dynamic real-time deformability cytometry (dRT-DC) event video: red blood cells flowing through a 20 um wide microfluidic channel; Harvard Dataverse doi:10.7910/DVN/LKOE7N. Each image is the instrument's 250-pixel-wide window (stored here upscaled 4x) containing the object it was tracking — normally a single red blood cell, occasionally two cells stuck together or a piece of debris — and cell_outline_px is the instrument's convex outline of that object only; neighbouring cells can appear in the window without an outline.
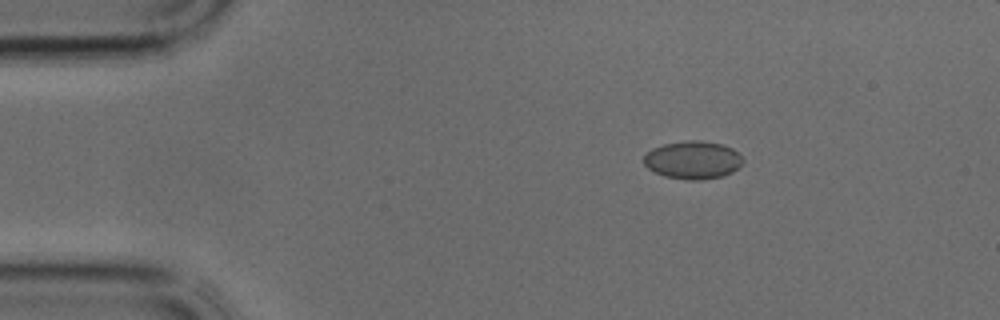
{"species": "common noctule bat (a hibernating species)", "species_latin": "Nyctalus noctula", "temperature_condition": "cold", "stored_images_in_passage": 34, "camera_frame_rate_fps": 3000, "um_per_image_px": 0.085, "animal": {"sex": "male", "body_mass_g": 17.9, "forearm_length_mm": 54.2}, "frame": {"image": 1, "passage_image": 2, "time_ms": 0.333, "image_size_px": [1000, 320], "cell_outline_px": [[744, 160], [732, 172], [724, 176], [696, 180], [688, 180], [664, 176], [648, 168], [644, 164], [644, 156], [652, 148], [664, 144], [688, 140], [700, 140], [720, 144], [732, 148]], "centroid_in_image_um": [58.87, 13.6], "position_along_channel_um": 26.1, "area_um2": 21.68}}
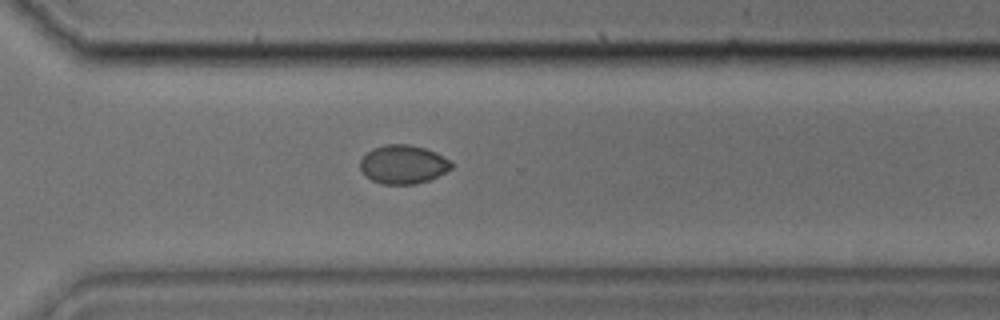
{"frame": {"image": 2, "passage_image": 23, "time_ms": 7.333, "image_size_px": [1000, 320], "cell_outline_px": [[452, 168], [428, 180], [416, 184], [384, 184], [372, 180], [364, 176], [360, 168], [360, 160], [372, 148], [384, 144], [408, 144], [424, 148], [436, 152], [448, 160], [452, 164]], "centroid_in_image_um": [34.23, 13.97], "position_along_channel_um": 336.4, "area_um2": 20.46}}
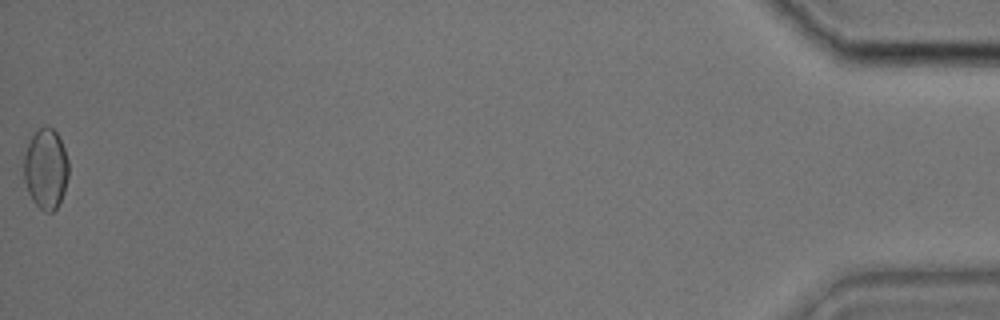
{"frame": {"image": 3, "passage_image": 34, "time_ms": 11.0, "image_size_px": [1000, 320], "cell_outline_px": [[68, 176], [64, 192], [56, 208], [52, 212], [44, 212], [32, 200], [28, 192], [24, 180], [24, 152], [28, 140], [44, 124], [52, 128], [56, 132], [64, 148], [68, 160]], "centroid_in_image_um": [3.88, 14.33], "position_along_channel_um": 431.3, "area_um2": 21.04}}